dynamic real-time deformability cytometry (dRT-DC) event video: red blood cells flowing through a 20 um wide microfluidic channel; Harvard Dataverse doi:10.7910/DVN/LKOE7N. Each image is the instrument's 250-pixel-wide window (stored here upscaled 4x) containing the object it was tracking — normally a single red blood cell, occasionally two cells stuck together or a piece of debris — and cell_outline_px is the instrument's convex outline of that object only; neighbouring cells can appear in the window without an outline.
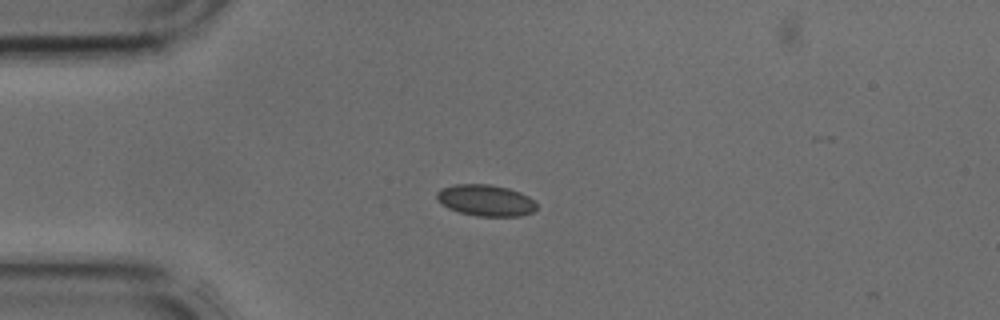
{"species": "common noctule bat (a hibernating species)", "species_latin": "Nyctalus noctula", "temperature_condition": "cold", "stored_images_in_passage": 33, "camera_frame_rate_fps": 3000, "um_per_image_px": 0.085, "animal": {"sex": "male", "body_mass_g": 17.9, "forearm_length_mm": 54.2}, "frame": {"image": 1, "passage_image": 1, "time_ms": 0.0, "image_size_px": [1000, 320], "cell_outline_px": [[536, 208], [532, 212], [520, 216], [476, 216], [460, 212], [448, 208], [436, 200], [436, 192], [440, 188], [456, 184], [488, 184], [508, 188], [520, 192], [528, 196], [536, 204]], "centroid_in_image_um": [41.25, 17.02], "position_along_channel_um": 43.8, "area_um2": 18.26}}
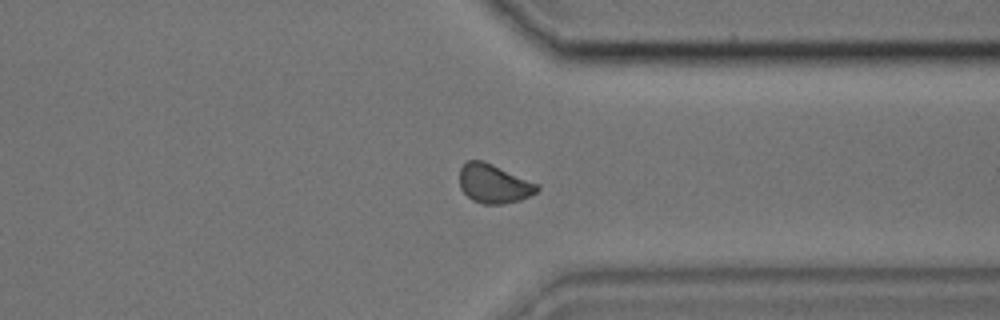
{"frame": {"image": 2, "passage_image": 23, "time_ms": 7.333, "image_size_px": [1000, 320], "cell_outline_px": [[540, 188], [536, 192], [520, 200], [504, 204], [484, 204], [472, 200], [460, 188], [460, 168], [468, 160], [480, 160], [492, 164], [540, 184]], "centroid_in_image_um": [41.99, 15.62], "position_along_channel_um": 369.4, "area_um2": 17.57}}
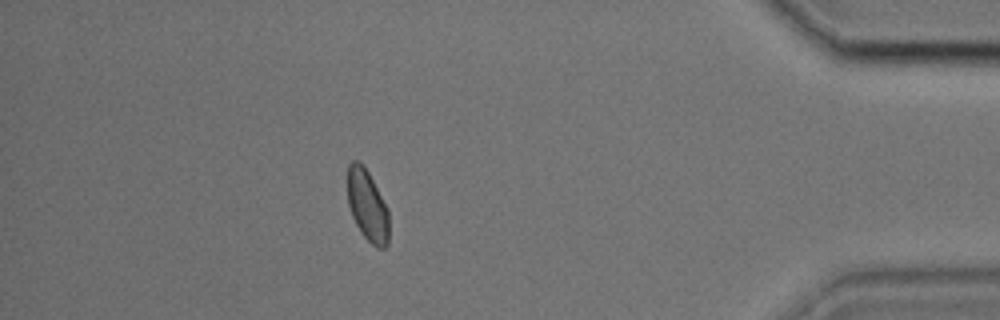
{"frame": {"image": 3, "passage_image": 28, "time_ms": 9.0, "image_size_px": [1000, 320], "cell_outline_px": [[388, 244], [384, 248], [376, 248], [360, 232], [352, 216], [348, 204], [348, 164], [352, 160], [356, 160], [364, 164], [388, 208]], "centroid_in_image_um": [31.23, 17.46], "position_along_channel_um": 404.0, "area_um2": 17.28}}